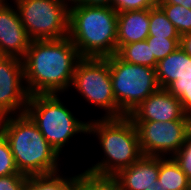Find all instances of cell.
Masks as SVG:
<instances>
[{"mask_svg":"<svg viewBox=\"0 0 191 190\" xmlns=\"http://www.w3.org/2000/svg\"><path fill=\"white\" fill-rule=\"evenodd\" d=\"M81 59L69 37L33 40L22 59L24 79L31 95L67 94Z\"/></svg>","mask_w":191,"mask_h":190,"instance_id":"cell-1","label":"cell"},{"mask_svg":"<svg viewBox=\"0 0 191 190\" xmlns=\"http://www.w3.org/2000/svg\"><path fill=\"white\" fill-rule=\"evenodd\" d=\"M97 139L101 156L95 164L82 170L97 177H113L120 170L131 166L141 156L139 136L133 121L121 118L97 117L88 120L87 135Z\"/></svg>","mask_w":191,"mask_h":190,"instance_id":"cell-2","label":"cell"},{"mask_svg":"<svg viewBox=\"0 0 191 190\" xmlns=\"http://www.w3.org/2000/svg\"><path fill=\"white\" fill-rule=\"evenodd\" d=\"M0 130L9 142L19 173L29 177L61 170L63 157L26 113L0 118Z\"/></svg>","mask_w":191,"mask_h":190,"instance_id":"cell-3","label":"cell"},{"mask_svg":"<svg viewBox=\"0 0 191 190\" xmlns=\"http://www.w3.org/2000/svg\"><path fill=\"white\" fill-rule=\"evenodd\" d=\"M118 13L111 6L69 4L68 37L81 58L117 52Z\"/></svg>","mask_w":191,"mask_h":190,"instance_id":"cell-4","label":"cell"},{"mask_svg":"<svg viewBox=\"0 0 191 190\" xmlns=\"http://www.w3.org/2000/svg\"><path fill=\"white\" fill-rule=\"evenodd\" d=\"M63 99V94L31 95L25 112L61 157L65 147L78 142L77 135L87 134L88 127V120L81 121Z\"/></svg>","mask_w":191,"mask_h":190,"instance_id":"cell-5","label":"cell"},{"mask_svg":"<svg viewBox=\"0 0 191 190\" xmlns=\"http://www.w3.org/2000/svg\"><path fill=\"white\" fill-rule=\"evenodd\" d=\"M75 90L84 102L104 112L102 118H121L113 94L109 63L105 58H81L75 67L69 92Z\"/></svg>","mask_w":191,"mask_h":190,"instance_id":"cell-6","label":"cell"},{"mask_svg":"<svg viewBox=\"0 0 191 190\" xmlns=\"http://www.w3.org/2000/svg\"><path fill=\"white\" fill-rule=\"evenodd\" d=\"M105 59L109 63L116 104L125 116L160 89L155 68L127 63L116 54Z\"/></svg>","mask_w":191,"mask_h":190,"instance_id":"cell-7","label":"cell"},{"mask_svg":"<svg viewBox=\"0 0 191 190\" xmlns=\"http://www.w3.org/2000/svg\"><path fill=\"white\" fill-rule=\"evenodd\" d=\"M31 41L68 36L70 0H11Z\"/></svg>","mask_w":191,"mask_h":190,"instance_id":"cell-8","label":"cell"},{"mask_svg":"<svg viewBox=\"0 0 191 190\" xmlns=\"http://www.w3.org/2000/svg\"><path fill=\"white\" fill-rule=\"evenodd\" d=\"M143 156L173 157L191 134V120L133 121Z\"/></svg>","mask_w":191,"mask_h":190,"instance_id":"cell-9","label":"cell"},{"mask_svg":"<svg viewBox=\"0 0 191 190\" xmlns=\"http://www.w3.org/2000/svg\"><path fill=\"white\" fill-rule=\"evenodd\" d=\"M29 97L22 60L0 55V118L24 114Z\"/></svg>","mask_w":191,"mask_h":190,"instance_id":"cell-10","label":"cell"},{"mask_svg":"<svg viewBox=\"0 0 191 190\" xmlns=\"http://www.w3.org/2000/svg\"><path fill=\"white\" fill-rule=\"evenodd\" d=\"M0 2V55L23 59L31 42L11 1Z\"/></svg>","mask_w":191,"mask_h":190,"instance_id":"cell-11","label":"cell"},{"mask_svg":"<svg viewBox=\"0 0 191 190\" xmlns=\"http://www.w3.org/2000/svg\"><path fill=\"white\" fill-rule=\"evenodd\" d=\"M128 117L132 121L191 120L185 115L179 98L161 88L148 96Z\"/></svg>","mask_w":191,"mask_h":190,"instance_id":"cell-12","label":"cell"},{"mask_svg":"<svg viewBox=\"0 0 191 190\" xmlns=\"http://www.w3.org/2000/svg\"><path fill=\"white\" fill-rule=\"evenodd\" d=\"M159 174V157L141 156L131 166L120 170L112 178L122 190H146L156 185Z\"/></svg>","mask_w":191,"mask_h":190,"instance_id":"cell-13","label":"cell"},{"mask_svg":"<svg viewBox=\"0 0 191 190\" xmlns=\"http://www.w3.org/2000/svg\"><path fill=\"white\" fill-rule=\"evenodd\" d=\"M149 36V9L118 13L117 50L129 43L146 40Z\"/></svg>","mask_w":191,"mask_h":190,"instance_id":"cell-14","label":"cell"},{"mask_svg":"<svg viewBox=\"0 0 191 190\" xmlns=\"http://www.w3.org/2000/svg\"><path fill=\"white\" fill-rule=\"evenodd\" d=\"M62 173L66 174L64 169L55 173L29 176L24 190H80L78 182L80 173L75 175Z\"/></svg>","mask_w":191,"mask_h":190,"instance_id":"cell-15","label":"cell"},{"mask_svg":"<svg viewBox=\"0 0 191 190\" xmlns=\"http://www.w3.org/2000/svg\"><path fill=\"white\" fill-rule=\"evenodd\" d=\"M157 182L163 190H188L189 179L173 157H159Z\"/></svg>","mask_w":191,"mask_h":190,"instance_id":"cell-16","label":"cell"},{"mask_svg":"<svg viewBox=\"0 0 191 190\" xmlns=\"http://www.w3.org/2000/svg\"><path fill=\"white\" fill-rule=\"evenodd\" d=\"M157 81L161 89L176 81L184 70V50L179 46L174 52L157 62Z\"/></svg>","mask_w":191,"mask_h":190,"instance_id":"cell-17","label":"cell"},{"mask_svg":"<svg viewBox=\"0 0 191 190\" xmlns=\"http://www.w3.org/2000/svg\"><path fill=\"white\" fill-rule=\"evenodd\" d=\"M165 89L179 98L185 115L191 119V57L185 51L182 75Z\"/></svg>","mask_w":191,"mask_h":190,"instance_id":"cell-18","label":"cell"},{"mask_svg":"<svg viewBox=\"0 0 191 190\" xmlns=\"http://www.w3.org/2000/svg\"><path fill=\"white\" fill-rule=\"evenodd\" d=\"M116 55L127 63L151 68H156L158 62L155 57H151L147 40L125 44L117 50Z\"/></svg>","mask_w":191,"mask_h":190,"instance_id":"cell-19","label":"cell"},{"mask_svg":"<svg viewBox=\"0 0 191 190\" xmlns=\"http://www.w3.org/2000/svg\"><path fill=\"white\" fill-rule=\"evenodd\" d=\"M149 36L180 38V34L172 22L158 6L149 9Z\"/></svg>","mask_w":191,"mask_h":190,"instance_id":"cell-20","label":"cell"},{"mask_svg":"<svg viewBox=\"0 0 191 190\" xmlns=\"http://www.w3.org/2000/svg\"><path fill=\"white\" fill-rule=\"evenodd\" d=\"M172 22L180 36L191 32V8L178 4H157Z\"/></svg>","mask_w":191,"mask_h":190,"instance_id":"cell-21","label":"cell"},{"mask_svg":"<svg viewBox=\"0 0 191 190\" xmlns=\"http://www.w3.org/2000/svg\"><path fill=\"white\" fill-rule=\"evenodd\" d=\"M80 190H122L112 177H97L81 171L78 177Z\"/></svg>","mask_w":191,"mask_h":190,"instance_id":"cell-22","label":"cell"},{"mask_svg":"<svg viewBox=\"0 0 191 190\" xmlns=\"http://www.w3.org/2000/svg\"><path fill=\"white\" fill-rule=\"evenodd\" d=\"M146 40L150 46L151 57H155L157 61L174 52L180 44V38L148 36Z\"/></svg>","mask_w":191,"mask_h":190,"instance_id":"cell-23","label":"cell"},{"mask_svg":"<svg viewBox=\"0 0 191 190\" xmlns=\"http://www.w3.org/2000/svg\"><path fill=\"white\" fill-rule=\"evenodd\" d=\"M12 174L22 173H19L11 152L9 142L6 136L0 130V177Z\"/></svg>","mask_w":191,"mask_h":190,"instance_id":"cell-24","label":"cell"},{"mask_svg":"<svg viewBox=\"0 0 191 190\" xmlns=\"http://www.w3.org/2000/svg\"><path fill=\"white\" fill-rule=\"evenodd\" d=\"M158 0H112L111 7L117 12L150 9Z\"/></svg>","mask_w":191,"mask_h":190,"instance_id":"cell-25","label":"cell"},{"mask_svg":"<svg viewBox=\"0 0 191 190\" xmlns=\"http://www.w3.org/2000/svg\"><path fill=\"white\" fill-rule=\"evenodd\" d=\"M173 158L191 181V134Z\"/></svg>","mask_w":191,"mask_h":190,"instance_id":"cell-26","label":"cell"},{"mask_svg":"<svg viewBox=\"0 0 191 190\" xmlns=\"http://www.w3.org/2000/svg\"><path fill=\"white\" fill-rule=\"evenodd\" d=\"M28 176L12 174L0 177V190H24Z\"/></svg>","mask_w":191,"mask_h":190,"instance_id":"cell-27","label":"cell"},{"mask_svg":"<svg viewBox=\"0 0 191 190\" xmlns=\"http://www.w3.org/2000/svg\"><path fill=\"white\" fill-rule=\"evenodd\" d=\"M112 0H70V4L111 6Z\"/></svg>","mask_w":191,"mask_h":190,"instance_id":"cell-28","label":"cell"},{"mask_svg":"<svg viewBox=\"0 0 191 190\" xmlns=\"http://www.w3.org/2000/svg\"><path fill=\"white\" fill-rule=\"evenodd\" d=\"M179 46L191 57V32L180 37Z\"/></svg>","mask_w":191,"mask_h":190,"instance_id":"cell-29","label":"cell"},{"mask_svg":"<svg viewBox=\"0 0 191 190\" xmlns=\"http://www.w3.org/2000/svg\"><path fill=\"white\" fill-rule=\"evenodd\" d=\"M157 4H178L187 9L191 8V0H158Z\"/></svg>","mask_w":191,"mask_h":190,"instance_id":"cell-30","label":"cell"},{"mask_svg":"<svg viewBox=\"0 0 191 190\" xmlns=\"http://www.w3.org/2000/svg\"><path fill=\"white\" fill-rule=\"evenodd\" d=\"M146 190H163V187L160 184H158V182H156V185H153Z\"/></svg>","mask_w":191,"mask_h":190,"instance_id":"cell-31","label":"cell"},{"mask_svg":"<svg viewBox=\"0 0 191 190\" xmlns=\"http://www.w3.org/2000/svg\"><path fill=\"white\" fill-rule=\"evenodd\" d=\"M188 190H191V181H189Z\"/></svg>","mask_w":191,"mask_h":190,"instance_id":"cell-32","label":"cell"}]
</instances>
